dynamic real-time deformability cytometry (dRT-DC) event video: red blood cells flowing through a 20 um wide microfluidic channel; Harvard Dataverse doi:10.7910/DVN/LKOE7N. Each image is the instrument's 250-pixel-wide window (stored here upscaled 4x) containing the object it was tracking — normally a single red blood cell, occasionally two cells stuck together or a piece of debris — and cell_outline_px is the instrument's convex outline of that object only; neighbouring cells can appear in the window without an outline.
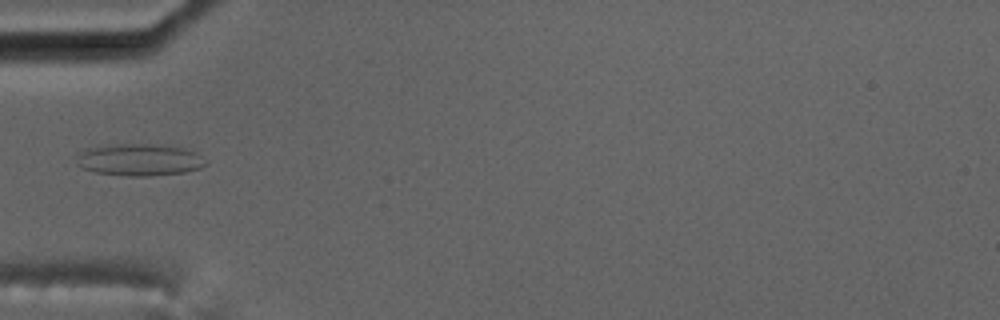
{"species": "common noctule bat (a hibernating species)", "species_latin": "Nyctalus noctula", "temperature_condition": "cold", "stored_images_in_passage": 5, "camera_frame_rate_fps": 3000, "um_per_image_px": 0.085, "animal": {"sex": "male", "body_mass_g": 17.5, "forearm_length_mm": 52.3}, "frame": {"image": 1, "passage_image": 5, "time_ms": 6.0, "image_size_px": [1000, 320], "cell_outline_px": [[208, 164], [200, 168], [184, 172], [148, 176], [128, 176], [96, 172], [80, 168], [76, 164], [76, 152], [84, 148], [108, 144], [160, 144], [184, 148], [196, 152], [208, 160]], "centroid_in_image_um": [11.81, 13.56], "position_along_channel_um": 73.2, "area_um2": 24.68}}